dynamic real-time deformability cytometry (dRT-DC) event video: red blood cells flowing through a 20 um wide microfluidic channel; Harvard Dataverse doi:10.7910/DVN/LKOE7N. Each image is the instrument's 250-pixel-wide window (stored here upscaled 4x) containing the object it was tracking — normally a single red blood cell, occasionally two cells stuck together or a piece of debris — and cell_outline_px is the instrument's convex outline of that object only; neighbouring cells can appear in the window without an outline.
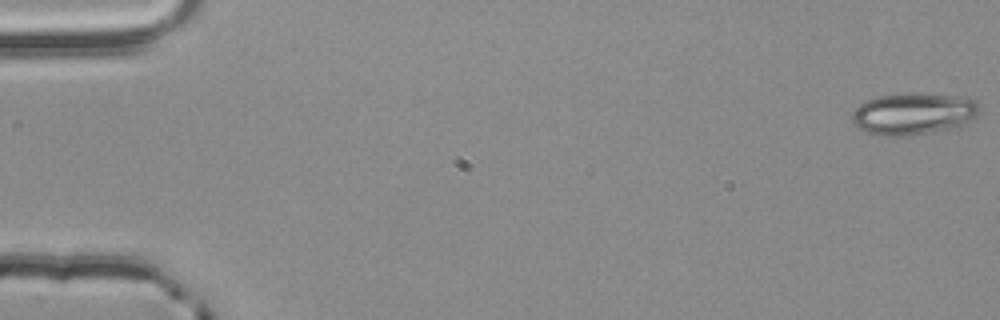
{"species": "common noctule bat (a hibernating species)", "species_latin": "Nyctalus noctula", "temperature_condition": "room temperature", "stored_images_in_passage": 52, "camera_frame_rate_fps": 3000, "um_per_image_px": 0.085, "animal": {"sex": "male", "body_mass_g": 20.4}, "frame": {"image": 1, "passage_image": 1, "time_ms": 0.0, "image_size_px": [1000, 320], "cell_outline_px": [[980, 108], [964, 124], [952, 128], [900, 136], [884, 136], [868, 132], [860, 128], [852, 120], [852, 112], [860, 104], [868, 100], [880, 96], [952, 96], [976, 100], [980, 104]], "centroid_in_image_um": [77.61, 9.71], "position_along_channel_um": 7.4, "area_um2": 29.3}}
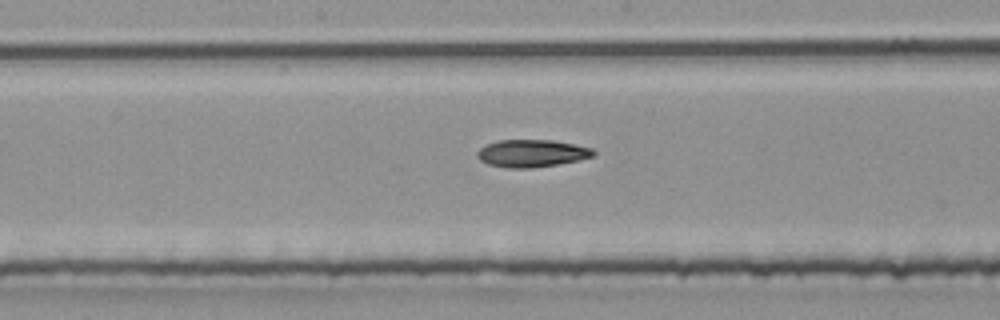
{"frame": {"image": 2, "passage_image": 29, "time_ms": 9.333, "image_size_px": [1000, 320], "cell_outline_px": [[596, 156], [556, 164], [532, 168], [508, 168], [488, 164], [480, 160], [476, 156], [476, 152], [480, 148], [488, 144], [500, 140], [552, 140], [592, 148], [596, 152]], "centroid_in_image_um": [45.19, 13.03], "position_along_channel_um": 203.0, "area_um2": 18.44}}
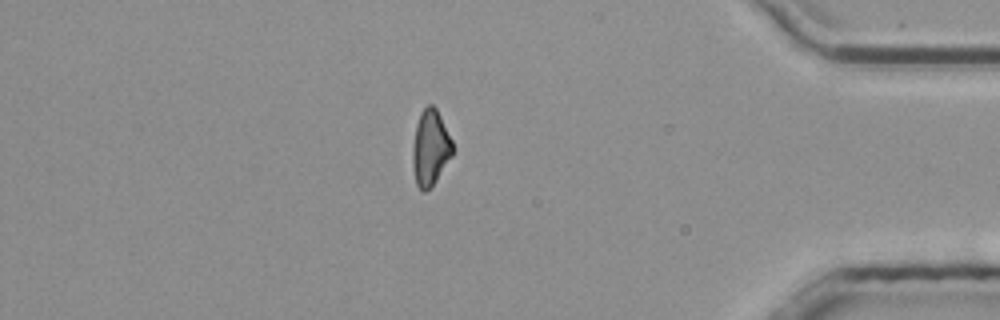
{"frame": {"image": 3, "passage_image": 47, "time_ms": 15.333, "image_size_px": [1000, 320], "cell_outline_px": [[452, 156], [436, 180], [424, 192], [416, 184], [412, 164], [412, 148], [416, 124], [420, 112], [428, 104], [432, 104], [436, 108], [452, 140]], "centroid_in_image_um": [36.56, 12.54], "position_along_channel_um": 398.6, "area_um2": 17.46}}